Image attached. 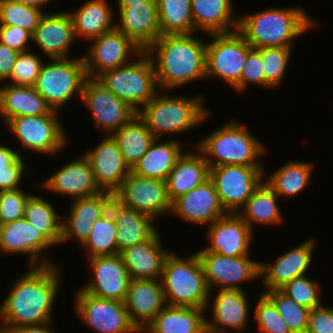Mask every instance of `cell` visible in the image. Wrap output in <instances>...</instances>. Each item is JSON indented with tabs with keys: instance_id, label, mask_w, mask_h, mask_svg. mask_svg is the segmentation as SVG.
<instances>
[{
	"instance_id": "cell-1",
	"label": "cell",
	"mask_w": 333,
	"mask_h": 333,
	"mask_svg": "<svg viewBox=\"0 0 333 333\" xmlns=\"http://www.w3.org/2000/svg\"><path fill=\"white\" fill-rule=\"evenodd\" d=\"M60 272L56 263L30 266L16 279L0 305V333L53 321V306L61 286Z\"/></svg>"
},
{
	"instance_id": "cell-2",
	"label": "cell",
	"mask_w": 333,
	"mask_h": 333,
	"mask_svg": "<svg viewBox=\"0 0 333 333\" xmlns=\"http://www.w3.org/2000/svg\"><path fill=\"white\" fill-rule=\"evenodd\" d=\"M206 47L207 43L195 38L194 33L161 35L146 50L154 65L159 89L169 93L184 84L205 79Z\"/></svg>"
},
{
	"instance_id": "cell-3",
	"label": "cell",
	"mask_w": 333,
	"mask_h": 333,
	"mask_svg": "<svg viewBox=\"0 0 333 333\" xmlns=\"http://www.w3.org/2000/svg\"><path fill=\"white\" fill-rule=\"evenodd\" d=\"M316 25L302 7H274L239 16L237 31L254 49L293 47L295 38Z\"/></svg>"
},
{
	"instance_id": "cell-4",
	"label": "cell",
	"mask_w": 333,
	"mask_h": 333,
	"mask_svg": "<svg viewBox=\"0 0 333 333\" xmlns=\"http://www.w3.org/2000/svg\"><path fill=\"white\" fill-rule=\"evenodd\" d=\"M212 111L204 106V96L180 97L166 90L158 93L137 112L155 138L163 134H180L197 128Z\"/></svg>"
},
{
	"instance_id": "cell-5",
	"label": "cell",
	"mask_w": 333,
	"mask_h": 333,
	"mask_svg": "<svg viewBox=\"0 0 333 333\" xmlns=\"http://www.w3.org/2000/svg\"><path fill=\"white\" fill-rule=\"evenodd\" d=\"M210 167L220 165L264 166L260 158L266 152L263 143L243 124L231 120L204 137L195 146Z\"/></svg>"
},
{
	"instance_id": "cell-6",
	"label": "cell",
	"mask_w": 333,
	"mask_h": 333,
	"mask_svg": "<svg viewBox=\"0 0 333 333\" xmlns=\"http://www.w3.org/2000/svg\"><path fill=\"white\" fill-rule=\"evenodd\" d=\"M189 256L185 259L174 253L167 256L161 277L165 301L170 306L207 310L212 293L197 253Z\"/></svg>"
},
{
	"instance_id": "cell-7",
	"label": "cell",
	"mask_w": 333,
	"mask_h": 333,
	"mask_svg": "<svg viewBox=\"0 0 333 333\" xmlns=\"http://www.w3.org/2000/svg\"><path fill=\"white\" fill-rule=\"evenodd\" d=\"M137 57L136 61L133 59L125 65L104 71L97 79L138 112L160 89L150 56L142 51Z\"/></svg>"
},
{
	"instance_id": "cell-8",
	"label": "cell",
	"mask_w": 333,
	"mask_h": 333,
	"mask_svg": "<svg viewBox=\"0 0 333 333\" xmlns=\"http://www.w3.org/2000/svg\"><path fill=\"white\" fill-rule=\"evenodd\" d=\"M45 63L33 87L52 110L60 112L76 94L81 100L83 85L87 79L83 57L73 60L52 58L50 63Z\"/></svg>"
},
{
	"instance_id": "cell-9",
	"label": "cell",
	"mask_w": 333,
	"mask_h": 333,
	"mask_svg": "<svg viewBox=\"0 0 333 333\" xmlns=\"http://www.w3.org/2000/svg\"><path fill=\"white\" fill-rule=\"evenodd\" d=\"M209 36L213 39L206 47V79L218 77L234 88L252 47L238 31Z\"/></svg>"
},
{
	"instance_id": "cell-10",
	"label": "cell",
	"mask_w": 333,
	"mask_h": 333,
	"mask_svg": "<svg viewBox=\"0 0 333 333\" xmlns=\"http://www.w3.org/2000/svg\"><path fill=\"white\" fill-rule=\"evenodd\" d=\"M264 166L220 165L210 167L220 203L227 213H238L264 181Z\"/></svg>"
},
{
	"instance_id": "cell-11",
	"label": "cell",
	"mask_w": 333,
	"mask_h": 333,
	"mask_svg": "<svg viewBox=\"0 0 333 333\" xmlns=\"http://www.w3.org/2000/svg\"><path fill=\"white\" fill-rule=\"evenodd\" d=\"M57 114L21 116L10 119L5 125L14 132L23 148L45 155H56L66 148L69 136L62 127Z\"/></svg>"
},
{
	"instance_id": "cell-12",
	"label": "cell",
	"mask_w": 333,
	"mask_h": 333,
	"mask_svg": "<svg viewBox=\"0 0 333 333\" xmlns=\"http://www.w3.org/2000/svg\"><path fill=\"white\" fill-rule=\"evenodd\" d=\"M74 299L75 314L98 333H140L131 323L124 302L100 298L81 289Z\"/></svg>"
},
{
	"instance_id": "cell-13",
	"label": "cell",
	"mask_w": 333,
	"mask_h": 333,
	"mask_svg": "<svg viewBox=\"0 0 333 333\" xmlns=\"http://www.w3.org/2000/svg\"><path fill=\"white\" fill-rule=\"evenodd\" d=\"M82 102L88 107L95 127L112 135L136 114L128 103L115 96L97 78L87 77L82 89Z\"/></svg>"
},
{
	"instance_id": "cell-14",
	"label": "cell",
	"mask_w": 333,
	"mask_h": 333,
	"mask_svg": "<svg viewBox=\"0 0 333 333\" xmlns=\"http://www.w3.org/2000/svg\"><path fill=\"white\" fill-rule=\"evenodd\" d=\"M202 264L207 285L211 290H244L240 283L260 277V262L249 258L227 257L214 252H196ZM251 280V281H250Z\"/></svg>"
},
{
	"instance_id": "cell-15",
	"label": "cell",
	"mask_w": 333,
	"mask_h": 333,
	"mask_svg": "<svg viewBox=\"0 0 333 333\" xmlns=\"http://www.w3.org/2000/svg\"><path fill=\"white\" fill-rule=\"evenodd\" d=\"M114 198L121 204L156 218L171 213L167 182L144 178L130 172L123 180Z\"/></svg>"
},
{
	"instance_id": "cell-16",
	"label": "cell",
	"mask_w": 333,
	"mask_h": 333,
	"mask_svg": "<svg viewBox=\"0 0 333 333\" xmlns=\"http://www.w3.org/2000/svg\"><path fill=\"white\" fill-rule=\"evenodd\" d=\"M90 41H93L91 49L82 57L87 77L91 78H97L106 70L129 63L135 59L128 60L131 54L137 56L143 51L116 28Z\"/></svg>"
},
{
	"instance_id": "cell-17",
	"label": "cell",
	"mask_w": 333,
	"mask_h": 333,
	"mask_svg": "<svg viewBox=\"0 0 333 333\" xmlns=\"http://www.w3.org/2000/svg\"><path fill=\"white\" fill-rule=\"evenodd\" d=\"M88 262L93 276L81 290L100 298L124 302L131 278L121 256H95Z\"/></svg>"
},
{
	"instance_id": "cell-18",
	"label": "cell",
	"mask_w": 333,
	"mask_h": 333,
	"mask_svg": "<svg viewBox=\"0 0 333 333\" xmlns=\"http://www.w3.org/2000/svg\"><path fill=\"white\" fill-rule=\"evenodd\" d=\"M52 246L54 245L24 217L0 225V251L3 254L28 255L29 267L54 264L44 254L43 258H39L42 251H47Z\"/></svg>"
},
{
	"instance_id": "cell-19",
	"label": "cell",
	"mask_w": 333,
	"mask_h": 333,
	"mask_svg": "<svg viewBox=\"0 0 333 333\" xmlns=\"http://www.w3.org/2000/svg\"><path fill=\"white\" fill-rule=\"evenodd\" d=\"M209 246L198 252H214L227 257L250 255L253 231L237 213H227L209 225Z\"/></svg>"
},
{
	"instance_id": "cell-20",
	"label": "cell",
	"mask_w": 333,
	"mask_h": 333,
	"mask_svg": "<svg viewBox=\"0 0 333 333\" xmlns=\"http://www.w3.org/2000/svg\"><path fill=\"white\" fill-rule=\"evenodd\" d=\"M118 7L120 22H115V28L146 51L161 36L157 0Z\"/></svg>"
},
{
	"instance_id": "cell-21",
	"label": "cell",
	"mask_w": 333,
	"mask_h": 333,
	"mask_svg": "<svg viewBox=\"0 0 333 333\" xmlns=\"http://www.w3.org/2000/svg\"><path fill=\"white\" fill-rule=\"evenodd\" d=\"M90 161L99 189L114 194L131 172L119 145L112 135L105 137L94 149L84 154Z\"/></svg>"
},
{
	"instance_id": "cell-22",
	"label": "cell",
	"mask_w": 333,
	"mask_h": 333,
	"mask_svg": "<svg viewBox=\"0 0 333 333\" xmlns=\"http://www.w3.org/2000/svg\"><path fill=\"white\" fill-rule=\"evenodd\" d=\"M316 239L310 238L280 255L272 263L260 262L264 291L279 290L294 278L306 275L310 268Z\"/></svg>"
},
{
	"instance_id": "cell-23",
	"label": "cell",
	"mask_w": 333,
	"mask_h": 333,
	"mask_svg": "<svg viewBox=\"0 0 333 333\" xmlns=\"http://www.w3.org/2000/svg\"><path fill=\"white\" fill-rule=\"evenodd\" d=\"M124 304L131 323L142 333L167 305L161 279H131Z\"/></svg>"
},
{
	"instance_id": "cell-24",
	"label": "cell",
	"mask_w": 333,
	"mask_h": 333,
	"mask_svg": "<svg viewBox=\"0 0 333 333\" xmlns=\"http://www.w3.org/2000/svg\"><path fill=\"white\" fill-rule=\"evenodd\" d=\"M81 156L62 165L48 179L39 182L41 187L72 200L102 192L95 182L90 161L85 155Z\"/></svg>"
},
{
	"instance_id": "cell-25",
	"label": "cell",
	"mask_w": 333,
	"mask_h": 333,
	"mask_svg": "<svg viewBox=\"0 0 333 333\" xmlns=\"http://www.w3.org/2000/svg\"><path fill=\"white\" fill-rule=\"evenodd\" d=\"M171 213L188 223L207 226L227 214L210 178L174 200Z\"/></svg>"
},
{
	"instance_id": "cell-26",
	"label": "cell",
	"mask_w": 333,
	"mask_h": 333,
	"mask_svg": "<svg viewBox=\"0 0 333 333\" xmlns=\"http://www.w3.org/2000/svg\"><path fill=\"white\" fill-rule=\"evenodd\" d=\"M62 11L45 12L32 34L33 43L48 59L69 58V50L76 40L70 13Z\"/></svg>"
},
{
	"instance_id": "cell-27",
	"label": "cell",
	"mask_w": 333,
	"mask_h": 333,
	"mask_svg": "<svg viewBox=\"0 0 333 333\" xmlns=\"http://www.w3.org/2000/svg\"><path fill=\"white\" fill-rule=\"evenodd\" d=\"M211 306L212 321L206 319V332H226L247 328L249 303L245 290L219 289Z\"/></svg>"
},
{
	"instance_id": "cell-28",
	"label": "cell",
	"mask_w": 333,
	"mask_h": 333,
	"mask_svg": "<svg viewBox=\"0 0 333 333\" xmlns=\"http://www.w3.org/2000/svg\"><path fill=\"white\" fill-rule=\"evenodd\" d=\"M108 211L112 214L117 227V251L150 240L157 232L151 216L127 207L112 198ZM153 220V221H152Z\"/></svg>"
},
{
	"instance_id": "cell-29",
	"label": "cell",
	"mask_w": 333,
	"mask_h": 333,
	"mask_svg": "<svg viewBox=\"0 0 333 333\" xmlns=\"http://www.w3.org/2000/svg\"><path fill=\"white\" fill-rule=\"evenodd\" d=\"M161 240L157 232L150 240L119 253L131 279H161L165 260L170 254Z\"/></svg>"
},
{
	"instance_id": "cell-30",
	"label": "cell",
	"mask_w": 333,
	"mask_h": 333,
	"mask_svg": "<svg viewBox=\"0 0 333 333\" xmlns=\"http://www.w3.org/2000/svg\"><path fill=\"white\" fill-rule=\"evenodd\" d=\"M32 86H14L4 83L0 87V118L3 124L21 116L58 114Z\"/></svg>"
},
{
	"instance_id": "cell-31",
	"label": "cell",
	"mask_w": 333,
	"mask_h": 333,
	"mask_svg": "<svg viewBox=\"0 0 333 333\" xmlns=\"http://www.w3.org/2000/svg\"><path fill=\"white\" fill-rule=\"evenodd\" d=\"M183 155L175 163L167 182L168 196L171 202L187 194L210 178V166L204 155L195 148Z\"/></svg>"
},
{
	"instance_id": "cell-32",
	"label": "cell",
	"mask_w": 333,
	"mask_h": 333,
	"mask_svg": "<svg viewBox=\"0 0 333 333\" xmlns=\"http://www.w3.org/2000/svg\"><path fill=\"white\" fill-rule=\"evenodd\" d=\"M233 1L191 0L195 31L201 30L208 35L237 31L239 18H234Z\"/></svg>"
},
{
	"instance_id": "cell-33",
	"label": "cell",
	"mask_w": 333,
	"mask_h": 333,
	"mask_svg": "<svg viewBox=\"0 0 333 333\" xmlns=\"http://www.w3.org/2000/svg\"><path fill=\"white\" fill-rule=\"evenodd\" d=\"M180 140L163 141L155 138L149 149L133 166L131 172L135 175L166 181L175 163L183 155Z\"/></svg>"
},
{
	"instance_id": "cell-34",
	"label": "cell",
	"mask_w": 333,
	"mask_h": 333,
	"mask_svg": "<svg viewBox=\"0 0 333 333\" xmlns=\"http://www.w3.org/2000/svg\"><path fill=\"white\" fill-rule=\"evenodd\" d=\"M205 311L166 305L142 333H207Z\"/></svg>"
},
{
	"instance_id": "cell-35",
	"label": "cell",
	"mask_w": 333,
	"mask_h": 333,
	"mask_svg": "<svg viewBox=\"0 0 333 333\" xmlns=\"http://www.w3.org/2000/svg\"><path fill=\"white\" fill-rule=\"evenodd\" d=\"M107 0H89L82 7L68 11L73 21L76 39L87 41L115 29L113 9Z\"/></svg>"
},
{
	"instance_id": "cell-36",
	"label": "cell",
	"mask_w": 333,
	"mask_h": 333,
	"mask_svg": "<svg viewBox=\"0 0 333 333\" xmlns=\"http://www.w3.org/2000/svg\"><path fill=\"white\" fill-rule=\"evenodd\" d=\"M279 198L274 190L264 181L252 193L245 205L237 214L248 224L253 231V223L260 225H279L283 221L281 209L278 206Z\"/></svg>"
},
{
	"instance_id": "cell-37",
	"label": "cell",
	"mask_w": 333,
	"mask_h": 333,
	"mask_svg": "<svg viewBox=\"0 0 333 333\" xmlns=\"http://www.w3.org/2000/svg\"><path fill=\"white\" fill-rule=\"evenodd\" d=\"M112 136L117 141L125 162L131 169L155 140V137L138 114L113 133Z\"/></svg>"
},
{
	"instance_id": "cell-38",
	"label": "cell",
	"mask_w": 333,
	"mask_h": 333,
	"mask_svg": "<svg viewBox=\"0 0 333 333\" xmlns=\"http://www.w3.org/2000/svg\"><path fill=\"white\" fill-rule=\"evenodd\" d=\"M314 165L311 162L288 161L275 172L268 175L266 183L279 197H291L302 192L310 184Z\"/></svg>"
},
{
	"instance_id": "cell-39",
	"label": "cell",
	"mask_w": 333,
	"mask_h": 333,
	"mask_svg": "<svg viewBox=\"0 0 333 333\" xmlns=\"http://www.w3.org/2000/svg\"><path fill=\"white\" fill-rule=\"evenodd\" d=\"M161 35L193 34L191 0H157Z\"/></svg>"
},
{
	"instance_id": "cell-40",
	"label": "cell",
	"mask_w": 333,
	"mask_h": 333,
	"mask_svg": "<svg viewBox=\"0 0 333 333\" xmlns=\"http://www.w3.org/2000/svg\"><path fill=\"white\" fill-rule=\"evenodd\" d=\"M24 218L53 245L61 241V215L51 202L37 195H31L25 206Z\"/></svg>"
},
{
	"instance_id": "cell-41",
	"label": "cell",
	"mask_w": 333,
	"mask_h": 333,
	"mask_svg": "<svg viewBox=\"0 0 333 333\" xmlns=\"http://www.w3.org/2000/svg\"><path fill=\"white\" fill-rule=\"evenodd\" d=\"M117 227L108 211L94 222L88 239L81 245L88 252V259L95 256L119 254L117 251Z\"/></svg>"
},
{
	"instance_id": "cell-42",
	"label": "cell",
	"mask_w": 333,
	"mask_h": 333,
	"mask_svg": "<svg viewBox=\"0 0 333 333\" xmlns=\"http://www.w3.org/2000/svg\"><path fill=\"white\" fill-rule=\"evenodd\" d=\"M275 304L291 333H306L310 309L296 303L280 290L263 291Z\"/></svg>"
},
{
	"instance_id": "cell-43",
	"label": "cell",
	"mask_w": 333,
	"mask_h": 333,
	"mask_svg": "<svg viewBox=\"0 0 333 333\" xmlns=\"http://www.w3.org/2000/svg\"><path fill=\"white\" fill-rule=\"evenodd\" d=\"M44 13L16 1L0 0V25L18 26L33 34Z\"/></svg>"
},
{
	"instance_id": "cell-44",
	"label": "cell",
	"mask_w": 333,
	"mask_h": 333,
	"mask_svg": "<svg viewBox=\"0 0 333 333\" xmlns=\"http://www.w3.org/2000/svg\"><path fill=\"white\" fill-rule=\"evenodd\" d=\"M291 51L292 47L261 48L265 88H276L282 84Z\"/></svg>"
},
{
	"instance_id": "cell-45",
	"label": "cell",
	"mask_w": 333,
	"mask_h": 333,
	"mask_svg": "<svg viewBox=\"0 0 333 333\" xmlns=\"http://www.w3.org/2000/svg\"><path fill=\"white\" fill-rule=\"evenodd\" d=\"M113 197L114 194L102 191L89 197L73 199L71 200L69 216L61 217L95 222L108 212L109 204Z\"/></svg>"
},
{
	"instance_id": "cell-46",
	"label": "cell",
	"mask_w": 333,
	"mask_h": 333,
	"mask_svg": "<svg viewBox=\"0 0 333 333\" xmlns=\"http://www.w3.org/2000/svg\"><path fill=\"white\" fill-rule=\"evenodd\" d=\"M319 285L317 281L311 280L307 275H304L294 278L279 290L296 303L311 310L323 305L321 302V287Z\"/></svg>"
},
{
	"instance_id": "cell-47",
	"label": "cell",
	"mask_w": 333,
	"mask_h": 333,
	"mask_svg": "<svg viewBox=\"0 0 333 333\" xmlns=\"http://www.w3.org/2000/svg\"><path fill=\"white\" fill-rule=\"evenodd\" d=\"M254 314L259 333H291L274 302L264 292L259 294Z\"/></svg>"
},
{
	"instance_id": "cell-48",
	"label": "cell",
	"mask_w": 333,
	"mask_h": 333,
	"mask_svg": "<svg viewBox=\"0 0 333 333\" xmlns=\"http://www.w3.org/2000/svg\"><path fill=\"white\" fill-rule=\"evenodd\" d=\"M44 62L36 53L29 51L17 55L7 82L14 86H34Z\"/></svg>"
},
{
	"instance_id": "cell-49",
	"label": "cell",
	"mask_w": 333,
	"mask_h": 333,
	"mask_svg": "<svg viewBox=\"0 0 333 333\" xmlns=\"http://www.w3.org/2000/svg\"><path fill=\"white\" fill-rule=\"evenodd\" d=\"M31 194L22 189L0 191V225L24 217L25 206Z\"/></svg>"
},
{
	"instance_id": "cell-50",
	"label": "cell",
	"mask_w": 333,
	"mask_h": 333,
	"mask_svg": "<svg viewBox=\"0 0 333 333\" xmlns=\"http://www.w3.org/2000/svg\"><path fill=\"white\" fill-rule=\"evenodd\" d=\"M248 84H255L265 88V75L263 71L261 48H252L248 52L247 60L244 64L241 80L233 88L236 92H245Z\"/></svg>"
},
{
	"instance_id": "cell-51",
	"label": "cell",
	"mask_w": 333,
	"mask_h": 333,
	"mask_svg": "<svg viewBox=\"0 0 333 333\" xmlns=\"http://www.w3.org/2000/svg\"><path fill=\"white\" fill-rule=\"evenodd\" d=\"M64 221V222H63ZM94 222L85 219H65L61 220V241L65 243L76 239L82 245L89 237Z\"/></svg>"
},
{
	"instance_id": "cell-52",
	"label": "cell",
	"mask_w": 333,
	"mask_h": 333,
	"mask_svg": "<svg viewBox=\"0 0 333 333\" xmlns=\"http://www.w3.org/2000/svg\"><path fill=\"white\" fill-rule=\"evenodd\" d=\"M31 40L32 34L21 27L0 25V42L19 53L30 51Z\"/></svg>"
},
{
	"instance_id": "cell-53",
	"label": "cell",
	"mask_w": 333,
	"mask_h": 333,
	"mask_svg": "<svg viewBox=\"0 0 333 333\" xmlns=\"http://www.w3.org/2000/svg\"><path fill=\"white\" fill-rule=\"evenodd\" d=\"M25 165L20 156L11 166L0 168V191L20 189L23 174L28 171Z\"/></svg>"
},
{
	"instance_id": "cell-54",
	"label": "cell",
	"mask_w": 333,
	"mask_h": 333,
	"mask_svg": "<svg viewBox=\"0 0 333 333\" xmlns=\"http://www.w3.org/2000/svg\"><path fill=\"white\" fill-rule=\"evenodd\" d=\"M306 333H333V307L321 305L311 309Z\"/></svg>"
},
{
	"instance_id": "cell-55",
	"label": "cell",
	"mask_w": 333,
	"mask_h": 333,
	"mask_svg": "<svg viewBox=\"0 0 333 333\" xmlns=\"http://www.w3.org/2000/svg\"><path fill=\"white\" fill-rule=\"evenodd\" d=\"M19 52L0 42V82L7 81Z\"/></svg>"
},
{
	"instance_id": "cell-56",
	"label": "cell",
	"mask_w": 333,
	"mask_h": 333,
	"mask_svg": "<svg viewBox=\"0 0 333 333\" xmlns=\"http://www.w3.org/2000/svg\"><path fill=\"white\" fill-rule=\"evenodd\" d=\"M20 156L26 155H21L20 151L0 144V168L11 166Z\"/></svg>"
},
{
	"instance_id": "cell-57",
	"label": "cell",
	"mask_w": 333,
	"mask_h": 333,
	"mask_svg": "<svg viewBox=\"0 0 333 333\" xmlns=\"http://www.w3.org/2000/svg\"><path fill=\"white\" fill-rule=\"evenodd\" d=\"M52 326V322L40 325L22 326L10 329L6 333H56Z\"/></svg>"
},
{
	"instance_id": "cell-58",
	"label": "cell",
	"mask_w": 333,
	"mask_h": 333,
	"mask_svg": "<svg viewBox=\"0 0 333 333\" xmlns=\"http://www.w3.org/2000/svg\"><path fill=\"white\" fill-rule=\"evenodd\" d=\"M12 1H16L18 3L24 4L27 6L35 7L42 11V10H45L42 7H44L49 2H52V1L54 2L55 0H12Z\"/></svg>"
},
{
	"instance_id": "cell-59",
	"label": "cell",
	"mask_w": 333,
	"mask_h": 333,
	"mask_svg": "<svg viewBox=\"0 0 333 333\" xmlns=\"http://www.w3.org/2000/svg\"><path fill=\"white\" fill-rule=\"evenodd\" d=\"M148 0H118V4H137Z\"/></svg>"
},
{
	"instance_id": "cell-60",
	"label": "cell",
	"mask_w": 333,
	"mask_h": 333,
	"mask_svg": "<svg viewBox=\"0 0 333 333\" xmlns=\"http://www.w3.org/2000/svg\"><path fill=\"white\" fill-rule=\"evenodd\" d=\"M207 333H229V332L226 331V332H207ZM230 333H240V331H235V332H230ZM241 333H246V332L242 331Z\"/></svg>"
}]
</instances>
